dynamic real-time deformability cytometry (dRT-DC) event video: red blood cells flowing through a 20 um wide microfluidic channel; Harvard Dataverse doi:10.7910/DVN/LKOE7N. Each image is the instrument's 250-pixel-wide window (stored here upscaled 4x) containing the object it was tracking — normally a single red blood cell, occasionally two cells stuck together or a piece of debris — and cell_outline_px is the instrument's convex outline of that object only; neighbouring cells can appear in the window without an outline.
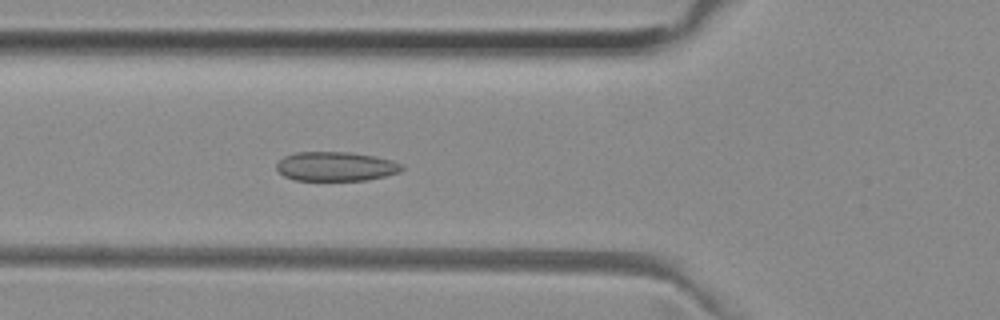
{"species": "common noctule bat (a hibernating species)", "species_latin": "Nyctalus noctula", "temperature_condition": "room temperature", "stored_images_in_passage": 53, "camera_frame_rate_fps": 3000, "um_per_image_px": 0.085, "animal": {"sex": "female", "body_mass_g": 29.2, "forearm_length_mm": 56.3}, "frame": {"image": 1, "passage_image": 19, "time_ms": 6.0, "image_size_px": [1000, 320], "cell_outline_px": [[404, 168], [400, 172], [368, 180], [296, 180], [284, 176], [276, 168], [276, 164], [284, 156], [296, 152], [348, 152], [376, 156], [392, 160], [400, 164]], "centroid_in_image_um": [28.55, 14.14], "position_along_channel_um": 97.3, "area_um2": 21.33}}
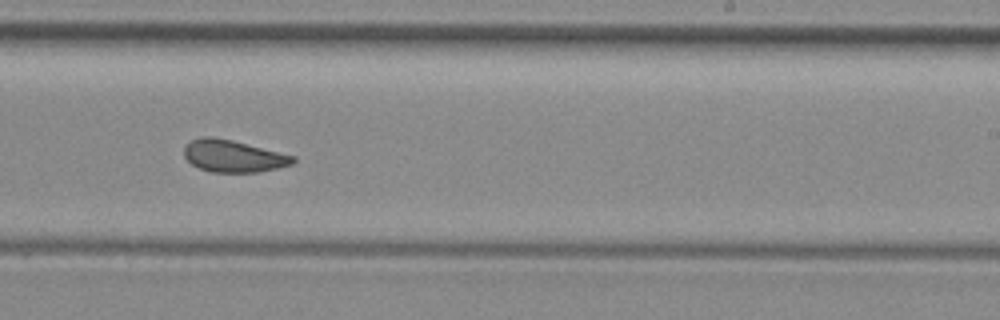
{"frame": {"image": 2, "passage_image": 32, "time_ms": 10.333, "image_size_px": [1000, 320], "cell_outline_px": [[296, 160], [292, 164], [260, 172], [212, 172], [200, 168], [192, 164], [184, 156], [184, 148], [192, 140], [204, 136], [212, 136], [232, 140], [296, 156]], "centroid_in_image_um": [19.84, 13.26], "position_along_channel_um": 269.2, "area_um2": 20.23}}
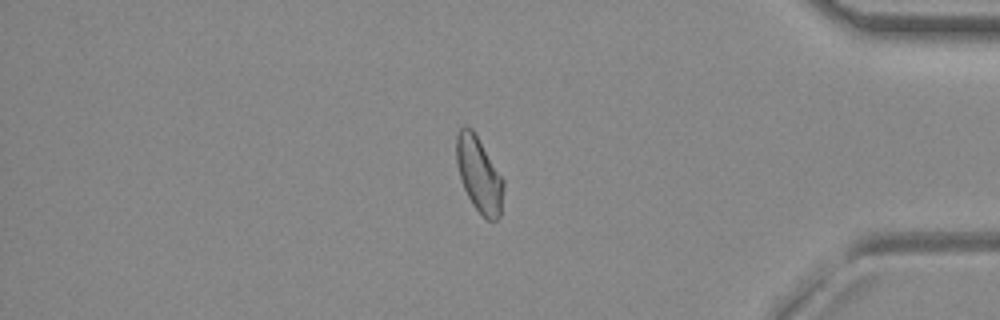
{"frame": {"image": 3, "passage_image": 44, "time_ms": 14.333, "image_size_px": [1000, 320], "cell_outline_px": [[504, 184], [500, 216], [496, 220], [488, 220], [472, 204], [460, 180], [456, 164], [456, 136], [460, 128], [464, 124], [472, 128], [504, 180]], "centroid_in_image_um": [40.7, 14.8], "position_along_channel_um": 394.5, "area_um2": 20.58}}